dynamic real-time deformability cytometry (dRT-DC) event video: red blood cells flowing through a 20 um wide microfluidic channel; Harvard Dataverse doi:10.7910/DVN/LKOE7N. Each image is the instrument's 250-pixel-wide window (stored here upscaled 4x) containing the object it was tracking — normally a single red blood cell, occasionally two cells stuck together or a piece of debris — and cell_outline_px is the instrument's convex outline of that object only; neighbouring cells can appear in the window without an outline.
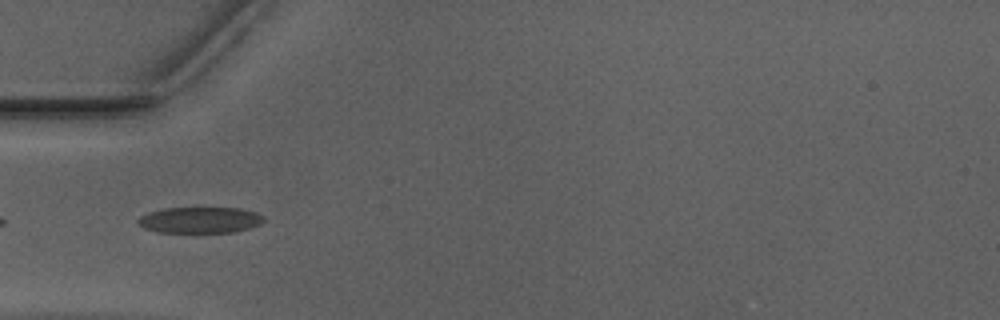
{"species": "Egyptian fruit bat (a non-hibernating species)", "species_latin": "Rousettus aegyptiacus", "temperature_condition": "warm", "stored_images_in_passage": 37, "camera_frame_rate_fps": 3000, "um_per_image_px": 0.085, "animal": {"sex": "male"}, "frame": {"image": 1, "passage_image": 2, "time_ms": 0.333, "image_size_px": [1000, 320], "cell_outline_px": [[264, 220], [260, 224], [248, 228], [232, 232], [156, 232], [144, 228], [136, 224], [136, 220], [140, 216], [148, 212], [164, 208], [240, 208], [256, 212], [264, 216]], "centroid_in_image_um": [16.95, 18.7], "position_along_channel_um": 68.0, "area_um2": 19.19}}
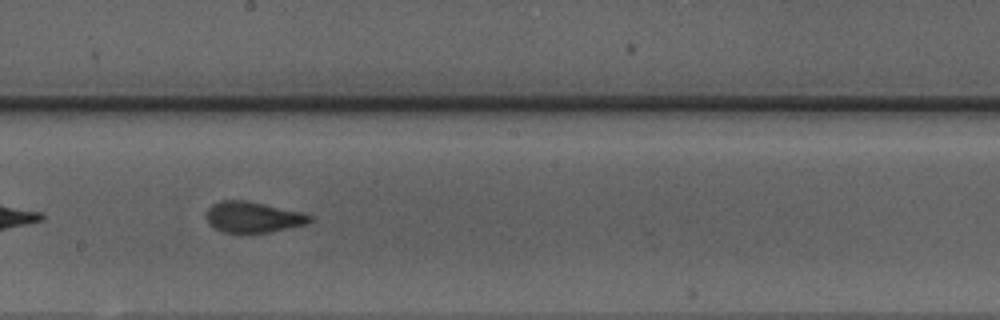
{"frame": {"image": 2, "passage_image": 14, "time_ms": 4.333, "image_size_px": [1000, 320], "cell_outline_px": [[312, 220], [308, 224], [268, 232], [224, 232], [212, 228], [208, 224], [204, 216], [208, 208], [212, 204], [220, 200], [244, 200], [264, 204], [300, 212], [312, 216]], "centroid_in_image_um": [21.44, 18.45], "position_along_channel_um": 226.8, "area_um2": 18.61}}
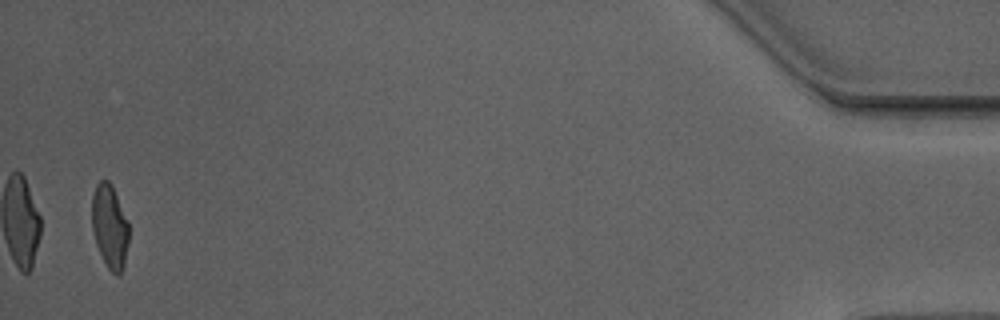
{"frame": {"image": 3, "passage_image": 36, "time_ms": 11.667, "image_size_px": [1000, 320], "cell_outline_px": [[128, 244], [124, 264], [120, 272], [116, 276], [108, 268], [96, 244], [92, 232], [92, 196], [96, 184], [100, 180], [108, 180], [112, 184], [128, 220]], "centroid_in_image_um": [9.32, 19.21], "position_along_channel_um": 425.9, "area_um2": 18.03}, "authors_computed_cell_mechanics": {"area_um2": 19.074, "velocity_mm_per_s": 3.9664, "shape_relaxation_time_tau1_ms": 7.1121, "shape_relaxation_time_tau2_ms": 0.8849, "deformation_change_tau1": 0.1952, "deformation_change_tau2": 0.0619}}